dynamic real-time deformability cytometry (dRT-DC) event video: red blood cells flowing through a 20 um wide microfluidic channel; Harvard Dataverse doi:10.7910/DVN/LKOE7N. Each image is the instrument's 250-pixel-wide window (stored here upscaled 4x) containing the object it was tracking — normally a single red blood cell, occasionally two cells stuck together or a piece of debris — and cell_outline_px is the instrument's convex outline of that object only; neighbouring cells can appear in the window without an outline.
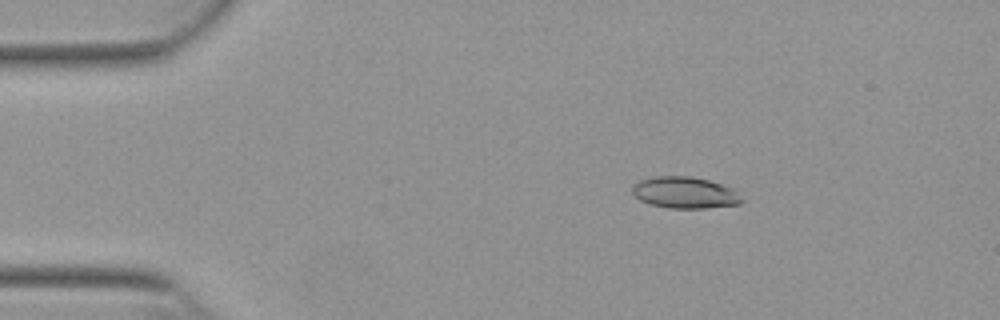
{"species": "Egyptian fruit bat (a non-hibernating species)", "species_latin": "Rousettus aegyptiacus", "temperature_condition": "warm", "stored_images_in_passage": 45, "camera_frame_rate_fps": 3000, "um_per_image_px": 0.085, "animal": {"sex": "female"}, "frame": {"image": 1, "passage_image": 8, "time_ms": 2.333, "image_size_px": [1000, 320], "cell_outline_px": [[744, 200], [740, 204], [704, 208], [668, 208], [648, 204], [640, 200], [632, 192], [632, 188], [640, 180], [656, 176], [692, 176], [708, 180], [732, 188]], "centroid_in_image_um": [58.21, 16.38], "position_along_channel_um": 26.8, "area_um2": 20.0}}
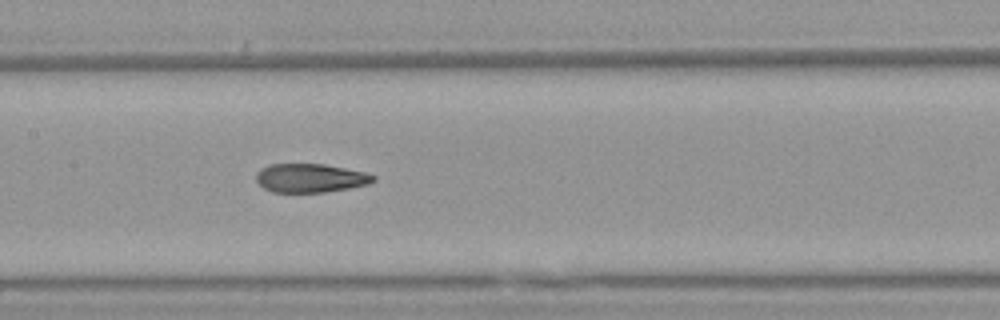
{"frame": {"image": 2, "passage_image": 25, "time_ms": 8.0, "image_size_px": [1000, 320], "cell_outline_px": [[376, 180], [368, 184], [348, 188], [324, 192], [272, 192], [264, 188], [256, 180], [256, 172], [268, 164], [324, 164], [364, 172], [376, 176]], "centroid_in_image_um": [26.36, 15.13], "position_along_channel_um": 181.0, "area_um2": 19.54}}
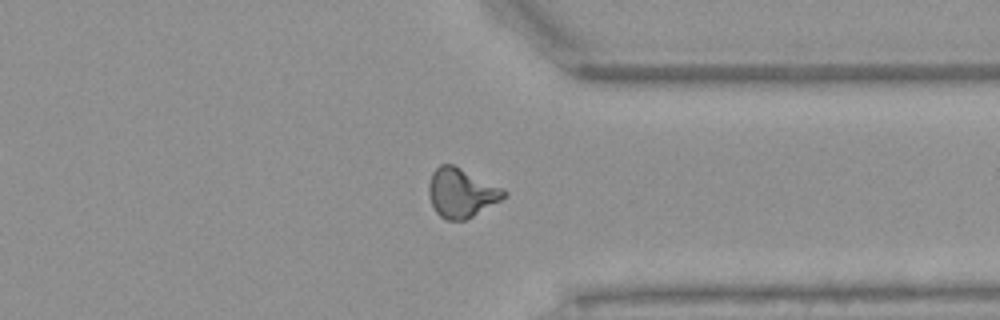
{"frame": {"image": 3, "passage_image": 40, "time_ms": 13.0, "image_size_px": [1000, 320], "cell_outline_px": [[508, 196], [472, 216], [464, 220], [448, 220], [440, 216], [436, 212], [432, 204], [428, 192], [428, 184], [432, 172], [440, 164], [452, 164], [504, 188], [508, 192]], "centroid_in_image_um": [39.22, 16.38], "position_along_channel_um": 372.2, "area_um2": 21.44}, "authors_computed_cell_mechanics": {"area_um2": 20.4612, "velocity_mm_per_s": 3.8837, "shape_relaxation_time_tau1_ms": 8.9086, "shape_relaxation_time_tau2_ms": 1.749, "deformation_change_tau1": 0.2443, "deformation_change_tau2": 0.0825}}